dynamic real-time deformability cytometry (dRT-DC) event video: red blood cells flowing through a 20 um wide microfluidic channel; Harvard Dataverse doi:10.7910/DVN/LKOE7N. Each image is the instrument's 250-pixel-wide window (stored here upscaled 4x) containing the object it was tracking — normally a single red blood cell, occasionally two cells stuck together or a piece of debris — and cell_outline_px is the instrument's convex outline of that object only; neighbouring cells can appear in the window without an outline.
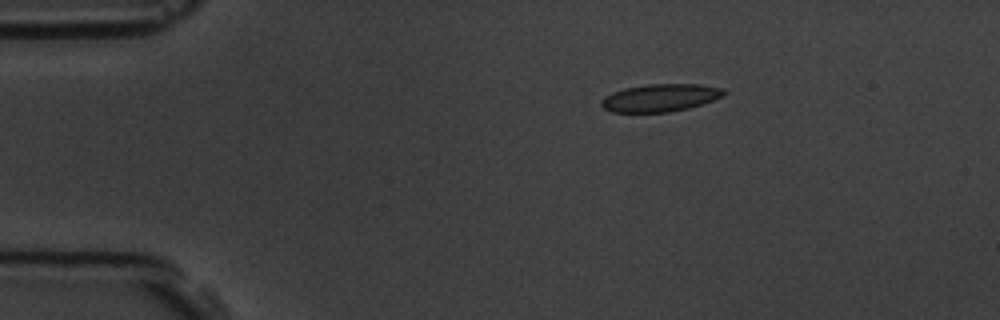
{"species": "common noctule bat (a hibernating species)", "species_latin": "Nyctalus noctula", "temperature_condition": "room temperature", "stored_images_in_passage": 4, "camera_frame_rate_fps": 3000, "um_per_image_px": 0.085, "animal": {"sex": "male", "body_mass_g": 19.5, "forearm_length_mm": 54.6}, "frame": {"image": 1, "passage_image": 1, "time_ms": 0.0, "image_size_px": [1000, 320], "cell_outline_px": [[728, 92], [724, 96], [688, 108], [668, 112], [612, 112], [604, 108], [600, 104], [600, 100], [604, 96], [612, 92], [624, 88], [644, 84], [700, 84], [724, 88]], "centroid_in_image_um": [56.12, 8.3], "position_along_channel_um": 28.9, "area_um2": 19.88}}
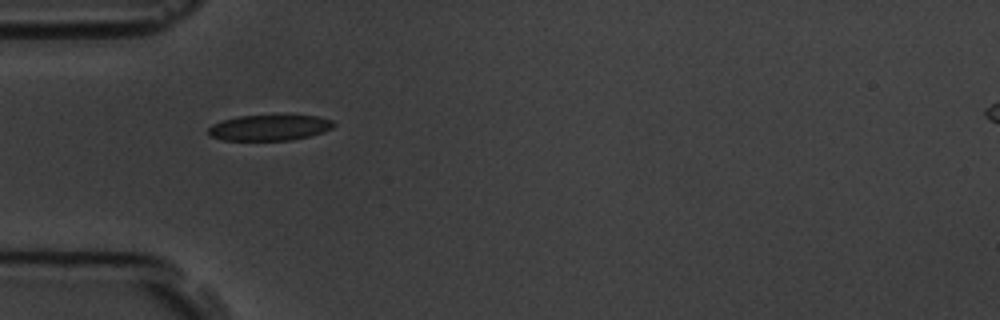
{"frame": {"image": 2, "passage_image": 3, "time_ms": 2.333, "image_size_px": [1000, 320], "cell_outline_px": [[336, 124], [332, 128], [324, 132], [308, 136], [288, 140], [224, 140], [208, 136], [208, 128], [212, 124], [220, 120], [236, 116], [316, 116], [332, 120]], "centroid_in_image_um": [22.85, 10.85], "position_along_channel_um": 62.1, "area_um2": 18.73}}
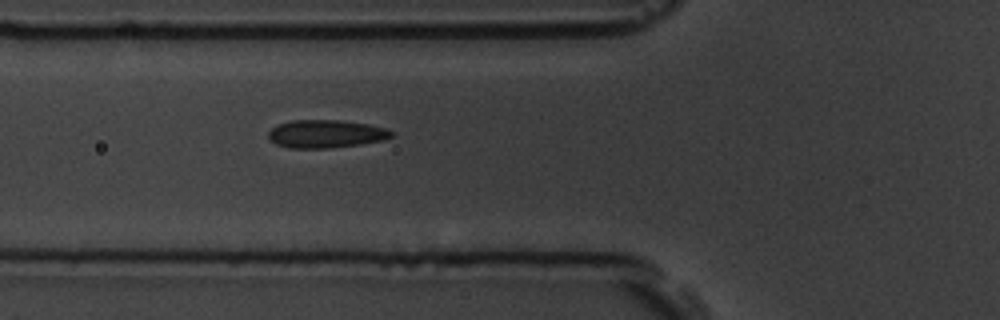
{"frame": {"image": 3, "passage_image": 4, "time_ms": 3.333, "image_size_px": [1000, 320], "cell_outline_px": [[392, 136], [384, 140], [360, 144], [328, 148], [288, 148], [276, 144], [268, 136], [268, 132], [276, 124], [288, 120], [340, 120], [368, 124], [384, 128], [392, 132]], "centroid_in_image_um": [27.65, 11.37], "position_along_channel_um": 98.1, "area_um2": 20.06}}